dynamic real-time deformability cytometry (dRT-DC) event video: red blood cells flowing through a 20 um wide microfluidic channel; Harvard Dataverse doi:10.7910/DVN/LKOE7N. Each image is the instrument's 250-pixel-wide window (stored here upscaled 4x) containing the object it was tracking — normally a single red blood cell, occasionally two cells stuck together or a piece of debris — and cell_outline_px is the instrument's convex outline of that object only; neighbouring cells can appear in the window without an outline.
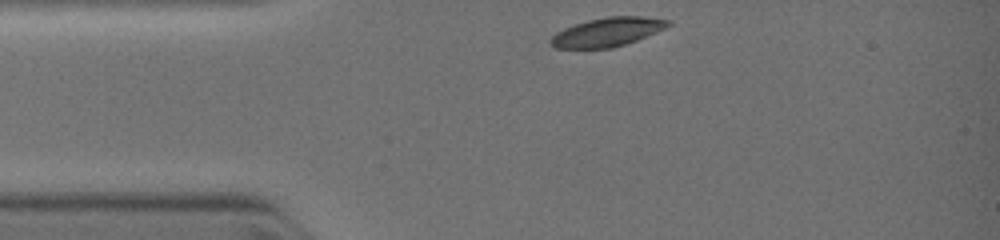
{"species": "common noctule bat (a hibernating species)", "species_latin": "Nyctalus noctula", "temperature_condition": "warm", "stored_images_in_passage": 5, "camera_frame_rate_fps": 3000, "um_per_image_px": 0.085, "animal": {"sex": "female", "body_mass_g": 19.0, "forearm_length_mm": 51.5}, "frame": {"image": 1, "passage_image": 1, "time_ms": 0.0, "image_size_px": [1000, 240], "cell_outline_px": [[672, 24], [656, 32], [636, 40], [612, 48], [556, 48], [548, 40], [556, 32], [564, 28], [588, 20], [608, 16], [644, 16], [672, 20]], "centroid_in_image_um": [51.64, 2.71], "position_along_channel_um": 33.4, "area_um2": 19.65}}
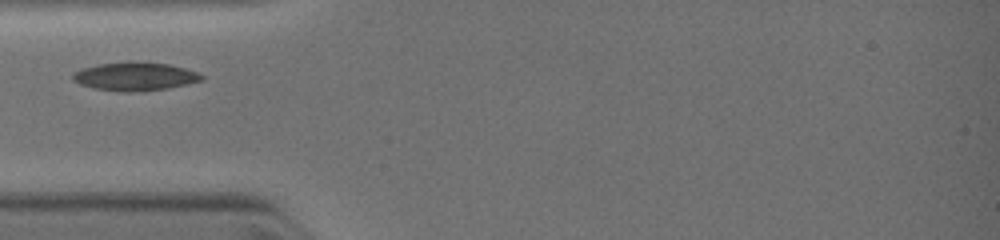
{"frame": {"image": 2, "passage_image": 4, "time_ms": 1.333, "image_size_px": [1000, 240], "cell_outline_px": [[204, 80], [168, 88], [124, 92], [120, 92], [92, 88], [80, 84], [72, 80], [72, 76], [76, 72], [84, 68], [100, 64], [132, 60], [168, 64], [200, 72], [204, 76]], "centroid_in_image_um": [11.5, 6.48], "position_along_channel_um": 73.5, "area_um2": 21.39}}